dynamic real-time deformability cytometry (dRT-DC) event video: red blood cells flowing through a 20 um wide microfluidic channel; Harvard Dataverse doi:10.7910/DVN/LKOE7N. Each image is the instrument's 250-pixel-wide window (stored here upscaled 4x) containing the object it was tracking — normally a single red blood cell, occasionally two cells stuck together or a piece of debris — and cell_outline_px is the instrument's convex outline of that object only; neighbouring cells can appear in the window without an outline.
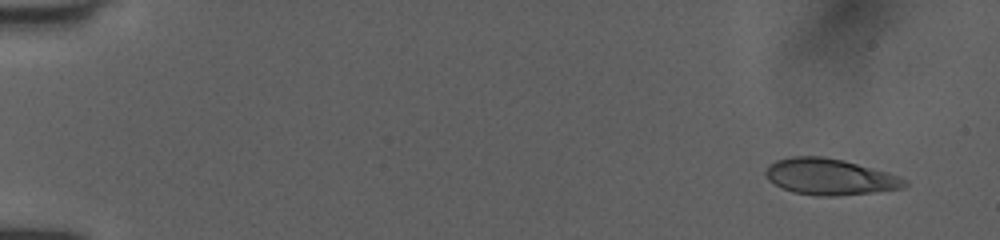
{"species": "human", "species_latin": "Homo sapiens", "temperature_condition": "room temperature", "stored_images_in_passage": 22, "camera_frame_rate_fps": 3000, "um_per_image_px": 0.085, "donor": {"sex": "female"}, "frame": {"image": 1, "passage_image": 1, "time_ms": 0.0, "image_size_px": [1000, 240], "cell_outline_px": [[908, 184], [900, 188], [872, 192], [836, 196], [816, 196], [792, 192], [768, 180], [764, 172], [776, 160], [792, 156], [824, 156], [844, 160], [888, 172], [908, 180]], "centroid_in_image_um": [70.54, 15.02], "position_along_channel_um": 14.5, "area_um2": 29.19}}
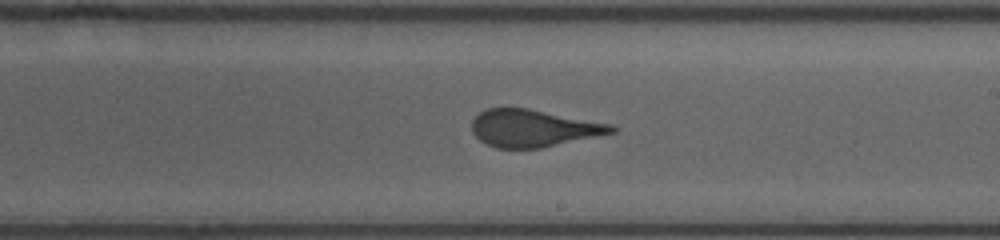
{"frame": {"image": 2, "passage_image": 11, "time_ms": 3.333, "image_size_px": [1000, 240], "cell_outline_px": [[620, 128], [616, 132], [540, 148], [496, 148], [480, 140], [472, 132], [472, 120], [480, 112], [488, 108], [528, 108], [612, 124]], "centroid_in_image_um": [45.36, 10.89], "position_along_channel_um": 243.6, "area_um2": 30.23}}
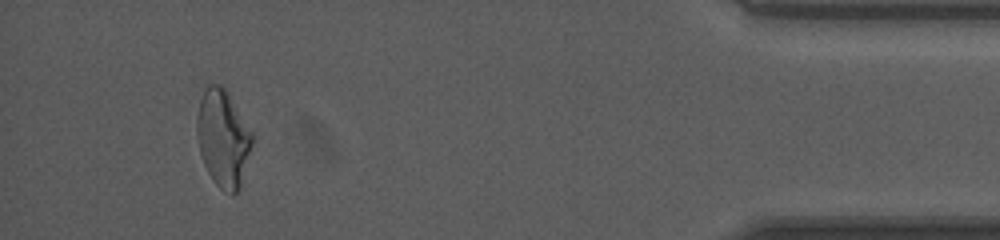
{"frame": {"image": 3, "passage_image": 21, "time_ms": 6.667, "image_size_px": [1000, 240], "cell_outline_px": [[252, 144], [240, 188], [232, 196], [224, 192], [212, 180], [204, 164], [200, 152], [196, 136], [196, 120], [200, 100], [208, 84], [220, 84], [228, 92], [252, 132]], "centroid_in_image_um": [18.95, 11.77], "position_along_channel_um": 416.3, "area_um2": 31.21}}